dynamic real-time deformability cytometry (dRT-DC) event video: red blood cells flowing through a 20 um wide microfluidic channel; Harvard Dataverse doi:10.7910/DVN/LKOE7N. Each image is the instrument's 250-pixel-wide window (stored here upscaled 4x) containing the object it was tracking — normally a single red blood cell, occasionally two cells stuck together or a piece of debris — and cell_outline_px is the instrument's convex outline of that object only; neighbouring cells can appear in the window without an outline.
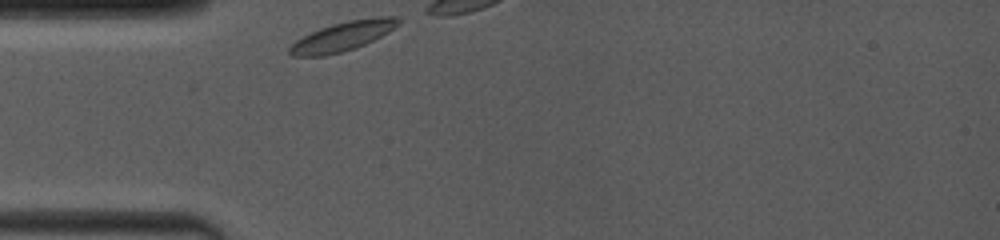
{"species": "common noctule bat (a hibernating species)", "species_latin": "Nyctalus noctula", "temperature_condition": "room temperature", "stored_images_in_passage": 9, "camera_frame_rate_fps": 4000, "um_per_image_px": 0.085, "animal": {"sex": "female", "body_mass_g": 19.0, "forearm_length_mm": 53.3}, "frame": {"image": 1, "passage_image": 1, "time_ms": 0.0, "image_size_px": [1000, 240], "cell_outline_px": [[400, 24], [388, 32], [364, 44], [340, 52], [324, 56], [292, 56], [288, 52], [288, 48], [296, 40], [320, 28], [332, 24], [348, 20], [376, 16], [396, 16], [400, 20]], "centroid_in_image_um": [29.13, 3.07], "position_along_channel_um": 55.9, "area_um2": 18.38}}